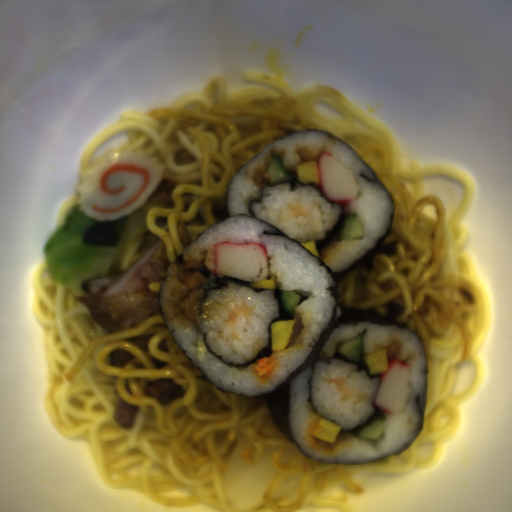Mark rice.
I'll use <instances>...</instances> for the list:
<instances>
[{
	"label": "rice",
	"mask_w": 512,
	"mask_h": 512,
	"mask_svg": "<svg viewBox=\"0 0 512 512\" xmlns=\"http://www.w3.org/2000/svg\"><path fill=\"white\" fill-rule=\"evenodd\" d=\"M264 230L279 232L271 224L253 216L238 215L213 224L182 252L185 261L204 260V267L211 271L210 277L204 276L209 281L191 288L181 281L189 268L170 264L159 291L163 318L169 330H173L176 343L186 350L187 357H192L194 365L203 368L209 381L219 388L250 397L272 390L304 362L314 348L309 346V342L312 338L319 341L336 304L331 292L326 291L327 287L335 286L326 266H319L321 263L317 258L296 241L285 235L264 234ZM224 241L262 244L269 256L267 278L274 276L277 287L282 291H295L301 296L299 305L294 309L297 323L287 347L270 357L257 359L256 363L242 370L221 362L208 351L199 330L202 288L208 290L218 286L213 281L217 274H212L213 247Z\"/></svg>",
	"instance_id": "652b925c"
},
{
	"label": "rice",
	"mask_w": 512,
	"mask_h": 512,
	"mask_svg": "<svg viewBox=\"0 0 512 512\" xmlns=\"http://www.w3.org/2000/svg\"><path fill=\"white\" fill-rule=\"evenodd\" d=\"M366 329L362 341V354H372L387 349V360L397 359L408 364L410 368L409 384L412 394L399 414L386 413L384 433L377 440L358 437L347 430H340L333 443L312 435L313 428L323 418L316 410L313 398L312 380L315 366L302 369L291 380L289 404V424L299 447L315 458L330 461L368 463L386 455L397 453L411 444L417 435L421 422L414 397L425 389L426 378L422 370L427 361L425 349L420 337L410 329L395 325L372 326L371 322H359L357 325L341 324L332 330L319 359L330 358L336 351L337 341H346L357 337Z\"/></svg>",
	"instance_id": "023b6e5f"
},
{
	"label": "rice",
	"mask_w": 512,
	"mask_h": 512,
	"mask_svg": "<svg viewBox=\"0 0 512 512\" xmlns=\"http://www.w3.org/2000/svg\"><path fill=\"white\" fill-rule=\"evenodd\" d=\"M282 157L284 170H296L297 164L318 159L321 152H327L340 159L351 169L358 184L356 198L342 203L344 212L356 214L362 225L363 236L357 240H343L328 243L318 251V259L334 272L345 271L374 247L390 225L389 215L394 204L388 191L374 178L371 169L358 153L340 140L318 131L293 133L269 144L258 156L246 164L233 178L228 188L227 209L229 215L253 217L248 210L250 200H260L266 188H272V177L266 165L271 162L270 151Z\"/></svg>",
	"instance_id": "8eca5e8b"
},
{
	"label": "rice",
	"mask_w": 512,
	"mask_h": 512,
	"mask_svg": "<svg viewBox=\"0 0 512 512\" xmlns=\"http://www.w3.org/2000/svg\"><path fill=\"white\" fill-rule=\"evenodd\" d=\"M245 303L256 306L250 324L240 316L232 324H226L232 306L241 297ZM199 330L206 333L207 344L214 354L227 363L246 364L268 346V325L280 316L274 289L256 292L253 288L228 281L227 286L208 291L200 305Z\"/></svg>",
	"instance_id": "acb35da6"
},
{
	"label": "rice",
	"mask_w": 512,
	"mask_h": 512,
	"mask_svg": "<svg viewBox=\"0 0 512 512\" xmlns=\"http://www.w3.org/2000/svg\"><path fill=\"white\" fill-rule=\"evenodd\" d=\"M298 201L308 208L309 217L295 219L290 216L286 203ZM250 208L255 217L274 224L301 243L324 239V232L333 227L343 211L340 205L327 202L315 187L306 185L290 191L288 182L263 189L261 202H252Z\"/></svg>",
	"instance_id": "b023fe2a"
},
{
	"label": "rice",
	"mask_w": 512,
	"mask_h": 512,
	"mask_svg": "<svg viewBox=\"0 0 512 512\" xmlns=\"http://www.w3.org/2000/svg\"><path fill=\"white\" fill-rule=\"evenodd\" d=\"M330 364L323 360H317L314 364V376L312 378L311 397L316 412L340 427V431L352 430L358 425L364 424L374 414L373 399L380 387V374L378 378L370 379L366 372L357 366L339 359L330 358ZM325 367L332 377H349L354 381H347L346 387L356 390V393H367L366 401L354 399L339 402L341 391H336L334 383H326L319 376L327 377Z\"/></svg>",
	"instance_id": "e3fd555f"
}]
</instances>
